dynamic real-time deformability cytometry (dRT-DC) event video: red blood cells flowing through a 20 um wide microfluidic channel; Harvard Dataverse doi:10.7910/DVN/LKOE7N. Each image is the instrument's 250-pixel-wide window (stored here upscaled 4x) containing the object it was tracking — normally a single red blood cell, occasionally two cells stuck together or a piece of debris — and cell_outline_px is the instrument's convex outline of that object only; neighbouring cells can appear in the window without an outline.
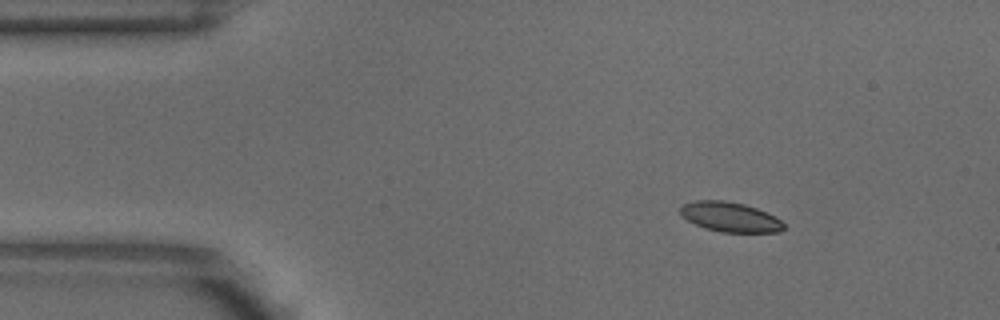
{"species": "common noctule bat (a hibernating species)", "species_latin": "Nyctalus noctula", "temperature_condition": "warm", "stored_images_in_passage": 6, "camera_frame_rate_fps": 3000, "um_per_image_px": 0.085, "animal": {"sex": "male", "body_mass_g": 18.8}, "frame": {"image": 1, "passage_image": 2, "time_ms": 0.333, "image_size_px": [1000, 320], "cell_outline_px": [[784, 228], [780, 232], [720, 232], [704, 228], [688, 220], [680, 212], [680, 208], [684, 204], [696, 200], [724, 200], [744, 204], [756, 208], [776, 216], [784, 224]], "centroid_in_image_um": [62.08, 18.44], "position_along_channel_um": 22.9, "area_um2": 17.86}}
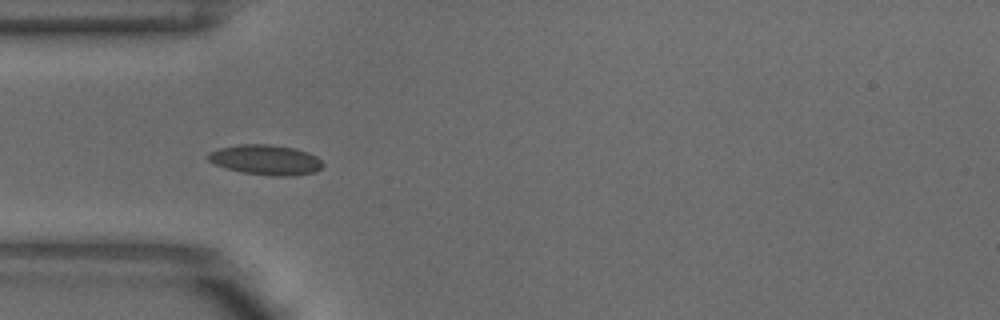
{"frame": {"image": 2, "passage_image": 4, "time_ms": 1.0, "image_size_px": [1000, 320], "cell_outline_px": [[324, 164], [316, 172], [292, 176], [272, 176], [244, 172], [212, 164], [204, 156], [208, 152], [220, 148], [236, 144], [268, 144], [296, 148], [308, 152], [316, 156]], "centroid_in_image_um": [22.56, 13.58], "position_along_channel_um": 62.4, "area_um2": 20.29}}